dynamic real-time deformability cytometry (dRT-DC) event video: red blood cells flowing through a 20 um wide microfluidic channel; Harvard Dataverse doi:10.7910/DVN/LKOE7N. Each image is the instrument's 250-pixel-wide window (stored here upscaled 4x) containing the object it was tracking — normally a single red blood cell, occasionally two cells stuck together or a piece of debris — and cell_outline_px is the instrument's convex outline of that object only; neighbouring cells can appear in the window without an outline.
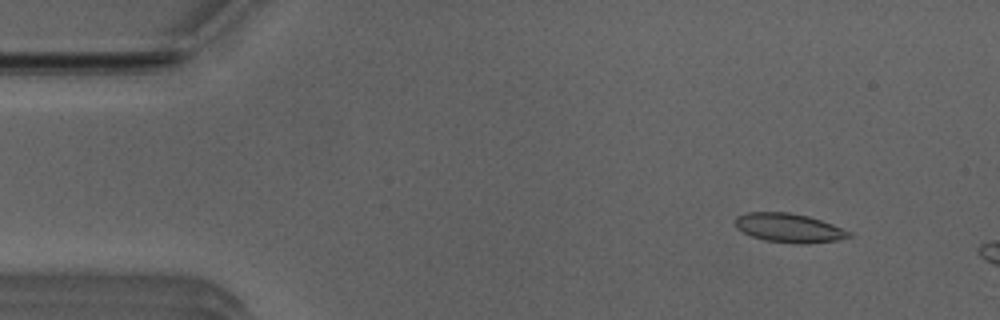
{"species": "Egyptian fruit bat (a non-hibernating species)", "species_latin": "Rousettus aegyptiacus", "temperature_condition": "room temperature", "stored_images_in_passage": 7, "camera_frame_rate_fps": 3000, "um_per_image_px": 0.085, "animal": {"sex": "male"}, "frame": {"image": 1, "passage_image": 2, "time_ms": 0.333, "image_size_px": [1000, 320], "cell_outline_px": [[852, 236], [836, 240], [804, 244], [796, 244], [764, 240], [752, 236], [736, 228], [736, 216], [748, 212], [788, 212], [808, 216], [832, 224], [852, 232]], "centroid_in_image_um": [67.06, 19.37], "position_along_channel_um": 17.9, "area_um2": 19.13}}